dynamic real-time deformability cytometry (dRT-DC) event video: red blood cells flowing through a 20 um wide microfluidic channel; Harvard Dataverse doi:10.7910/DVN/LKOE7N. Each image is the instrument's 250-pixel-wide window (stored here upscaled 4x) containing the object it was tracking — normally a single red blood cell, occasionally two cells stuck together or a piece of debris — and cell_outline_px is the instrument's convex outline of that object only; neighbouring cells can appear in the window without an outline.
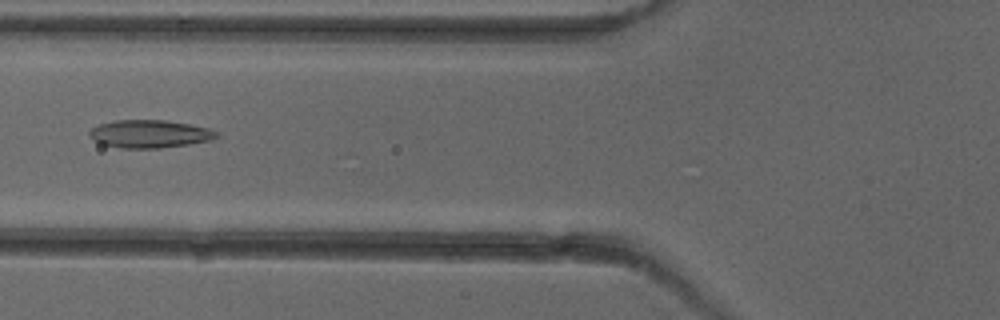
{"species": "common noctule bat (a hibernating species)", "species_latin": "Nyctalus noctula", "temperature_condition": "cold", "stored_images_in_passage": 2, "camera_frame_rate_fps": 3000, "um_per_image_px": 0.085, "animal": {"sex": "female"}, "frame": {"image": 1, "passage_image": 2, "time_ms": 1.0, "image_size_px": [1000, 320], "cell_outline_px": [[220, 136], [212, 140], [188, 144], [160, 148], [120, 148], [100, 144], [88, 136], [88, 132], [92, 128], [100, 124], [116, 120], [164, 120], [188, 124], [208, 128], [220, 132]], "centroid_in_image_um": [12.72, 11.39], "position_along_channel_um": 113.1, "area_um2": 20.75}}